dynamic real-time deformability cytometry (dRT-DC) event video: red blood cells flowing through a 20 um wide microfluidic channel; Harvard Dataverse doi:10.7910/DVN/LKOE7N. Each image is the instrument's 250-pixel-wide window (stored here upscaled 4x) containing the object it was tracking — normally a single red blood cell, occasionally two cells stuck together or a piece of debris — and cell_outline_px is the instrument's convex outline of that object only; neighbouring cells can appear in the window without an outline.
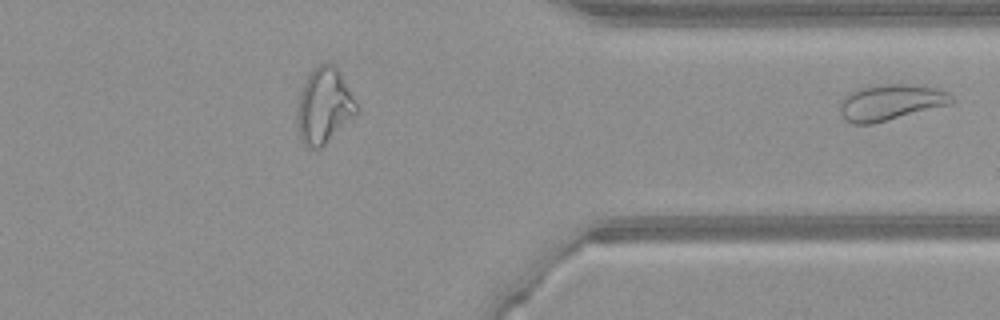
{"species": "common noctule bat (a hibernating species)", "species_latin": "Nyctalus noctula", "temperature_condition": "warm", "stored_images_in_passage": 41, "camera_frame_rate_fps": 3000, "um_per_image_px": 0.085, "animal": {"sex": "female", "body_mass_g": 21.9}, "frame": {"image": 1, "passage_image": 41, "time_ms": 13.333, "image_size_px": [1000, 320], "cell_outline_px": [[956, 100], [952, 104], [872, 124], [852, 124], [840, 112], [840, 100], [848, 92], [856, 88], [884, 84], [912, 84], [936, 88], [948, 92]], "centroid_in_image_um": [75.72, 8.68], "position_along_channel_um": 335.7, "area_um2": 23.58}}